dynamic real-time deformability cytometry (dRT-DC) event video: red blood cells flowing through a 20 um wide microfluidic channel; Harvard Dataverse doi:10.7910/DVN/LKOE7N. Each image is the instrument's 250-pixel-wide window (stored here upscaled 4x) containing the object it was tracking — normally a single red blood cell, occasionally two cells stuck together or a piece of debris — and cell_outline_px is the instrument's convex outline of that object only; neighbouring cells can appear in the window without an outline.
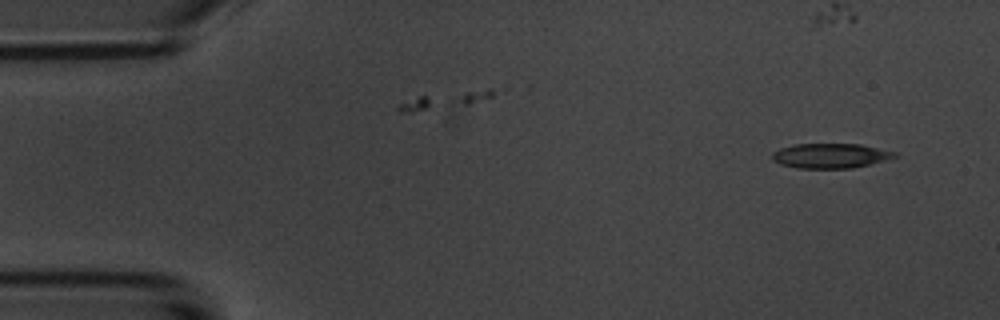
{"species": "common noctule bat (a hibernating species)", "species_latin": "Nyctalus noctula", "temperature_condition": "room temperature", "stored_images_in_passage": 7, "camera_frame_rate_fps": 3000, "um_per_image_px": 0.085, "animal": {"sex": "male", "body_mass_g": 20.1, "forearm_length_mm": 53.5}, "frame": {"image": 1, "passage_image": 1, "time_ms": 0.0, "image_size_px": [1000, 320], "cell_outline_px": [[896, 156], [884, 160], [852, 168], [796, 168], [780, 164], [772, 160], [772, 152], [780, 148], [792, 144], [860, 144], [896, 152]], "centroid_in_image_um": [70.52, 13.23], "position_along_channel_um": 14.5, "area_um2": 17.57}}
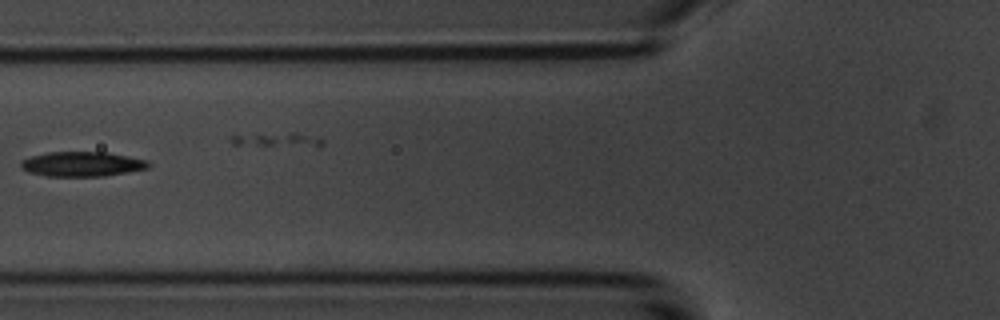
{"frame": {"image": 2, "passage_image": 6, "time_ms": 5.667, "image_size_px": [1000, 320], "cell_outline_px": [[152, 164], [148, 168], [104, 176], [48, 176], [28, 172], [20, 168], [20, 160], [32, 156], [48, 152], [108, 152], [148, 160]], "centroid_in_image_um": [6.97, 13.94], "position_along_channel_um": 118.8, "area_um2": 18.5}}
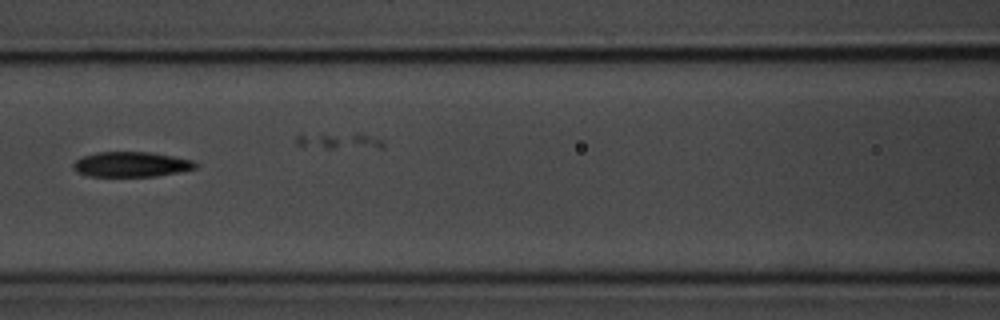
{"frame": {"image": 3, "passage_image": 7, "time_ms": 6.667, "image_size_px": [1000, 320], "cell_outline_px": [[196, 168], [180, 172], [156, 176], [88, 176], [76, 172], [72, 168], [72, 164], [80, 156], [96, 152], [148, 152], [172, 156], [192, 160], [196, 164]], "centroid_in_image_um": [11.09, 13.97], "position_along_channel_um": 155.5, "area_um2": 17.92}}